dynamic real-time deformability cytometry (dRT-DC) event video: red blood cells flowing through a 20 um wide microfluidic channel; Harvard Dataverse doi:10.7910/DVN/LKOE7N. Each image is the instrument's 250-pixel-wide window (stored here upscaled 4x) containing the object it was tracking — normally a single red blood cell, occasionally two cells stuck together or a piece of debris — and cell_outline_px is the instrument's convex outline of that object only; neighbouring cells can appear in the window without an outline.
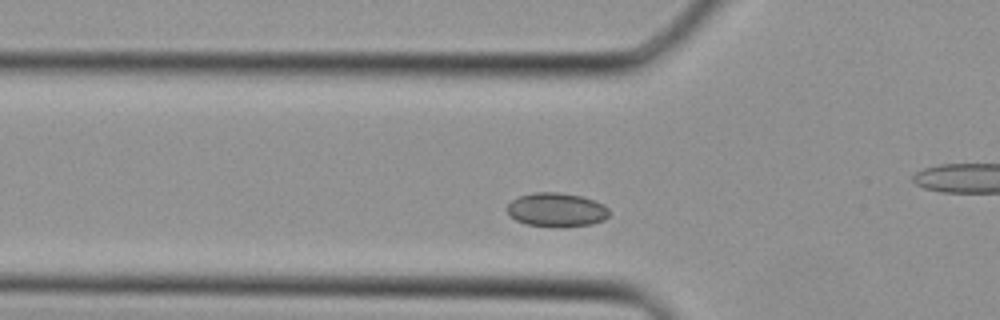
{"species": "Egyptian fruit bat (a non-hibernating species)", "species_latin": "Rousettus aegyptiacus", "temperature_condition": "cold", "stored_images_in_passage": 32, "camera_frame_rate_fps": 3000, "um_per_image_px": 0.085, "animal": {"sex": "female"}, "frame": {"image": 1, "passage_image": 7, "time_ms": 2.0, "image_size_px": [1000, 320], "cell_outline_px": [[608, 216], [604, 220], [592, 224], [528, 224], [516, 220], [508, 212], [508, 204], [512, 200], [520, 196], [536, 192], [556, 192], [580, 196], [604, 204], [608, 208]], "centroid_in_image_um": [47.32, 17.78], "position_along_channel_um": 78.5, "area_um2": 19.13}}
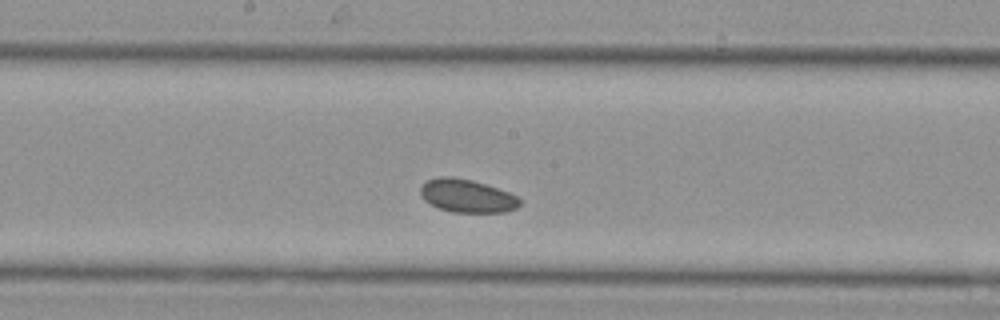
{"frame": {"image": 2, "passage_image": 14, "time_ms": 4.333, "image_size_px": [1000, 320], "cell_outline_px": [[520, 204], [516, 208], [504, 212], [452, 212], [440, 208], [424, 200], [420, 196], [420, 188], [428, 180], [440, 176], [452, 176], [472, 180], [520, 196]], "centroid_in_image_um": [39.7, 16.65], "position_along_channel_um": 208.5, "area_um2": 19.07}}
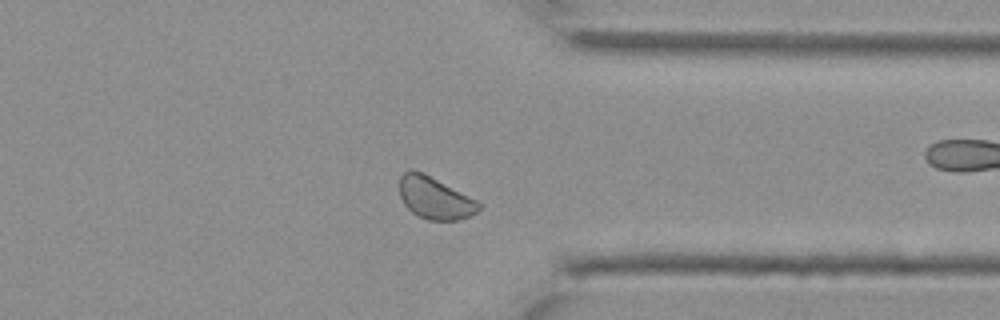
{"frame": {"image": 3, "passage_image": 23, "time_ms": 7.333, "image_size_px": [1000, 320], "cell_outline_px": [[484, 204], [476, 212], [468, 216], [456, 220], [428, 220], [412, 212], [404, 204], [400, 196], [400, 176], [404, 172], [420, 172]], "centroid_in_image_um": [36.97, 16.87], "position_along_channel_um": 374.4, "area_um2": 18.73}}